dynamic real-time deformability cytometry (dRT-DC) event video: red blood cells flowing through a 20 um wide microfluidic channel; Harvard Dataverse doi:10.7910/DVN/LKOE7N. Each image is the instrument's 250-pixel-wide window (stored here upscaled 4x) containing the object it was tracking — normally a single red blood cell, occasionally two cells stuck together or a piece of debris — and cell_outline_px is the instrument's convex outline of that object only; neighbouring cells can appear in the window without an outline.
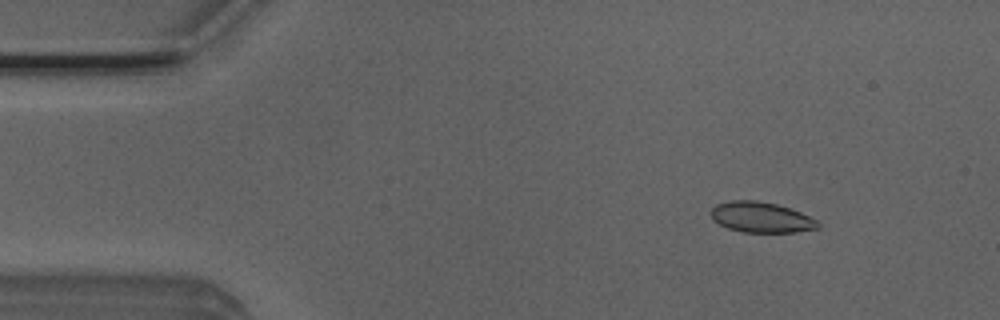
{"species": "Egyptian fruit bat (a non-hibernating species)", "species_latin": "Rousettus aegyptiacus", "temperature_condition": "room temperature", "stored_images_in_passage": 52, "camera_frame_rate_fps": 3000, "um_per_image_px": 0.085, "animal": {"sex": "male"}, "frame": {"image": 1, "passage_image": 6, "time_ms": 1.667, "image_size_px": [1000, 320], "cell_outline_px": [[820, 228], [796, 232], [744, 232], [728, 228], [712, 220], [708, 212], [716, 204], [732, 200], [756, 200], [776, 204], [800, 212], [816, 220], [820, 224]], "centroid_in_image_um": [64.66, 18.47], "position_along_channel_um": 20.3, "area_um2": 19.07}}
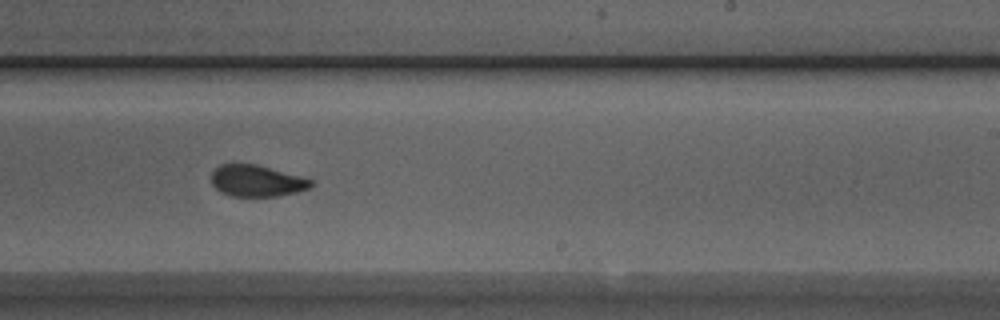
{"frame": {"image": 2, "passage_image": 31, "time_ms": 10.0, "image_size_px": [1000, 320], "cell_outline_px": [[312, 184], [308, 188], [296, 192], [276, 196], [232, 196], [220, 192], [212, 184], [212, 172], [220, 164], [256, 164], [312, 180]], "centroid_in_image_um": [21.77, 15.37], "position_along_channel_um": 267.2, "area_um2": 17.92}}
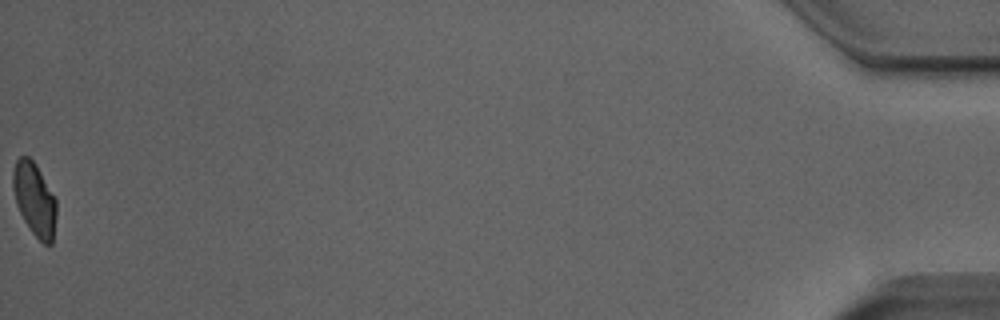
{"frame": {"image": 3, "passage_image": 52, "time_ms": 17.0, "image_size_px": [1000, 320], "cell_outline_px": [[56, 216], [52, 244], [44, 244], [28, 228], [16, 204], [12, 184], [12, 172], [16, 160], [20, 156], [28, 156], [36, 164], [56, 200]], "centroid_in_image_um": [2.92, 16.93], "position_along_channel_um": 432.3, "area_um2": 18.44}, "authors_computed_cell_mechanics": {"area_um2": 19.2763, "velocity_mm_per_s": 3.9139, "shape_relaxation_time_tau1_ms": 10.3981, "shape_relaxation_time_tau2_ms": 1.3637, "deformation_change_tau1": 0.2079, "deformation_change_tau2": 0.0607}}